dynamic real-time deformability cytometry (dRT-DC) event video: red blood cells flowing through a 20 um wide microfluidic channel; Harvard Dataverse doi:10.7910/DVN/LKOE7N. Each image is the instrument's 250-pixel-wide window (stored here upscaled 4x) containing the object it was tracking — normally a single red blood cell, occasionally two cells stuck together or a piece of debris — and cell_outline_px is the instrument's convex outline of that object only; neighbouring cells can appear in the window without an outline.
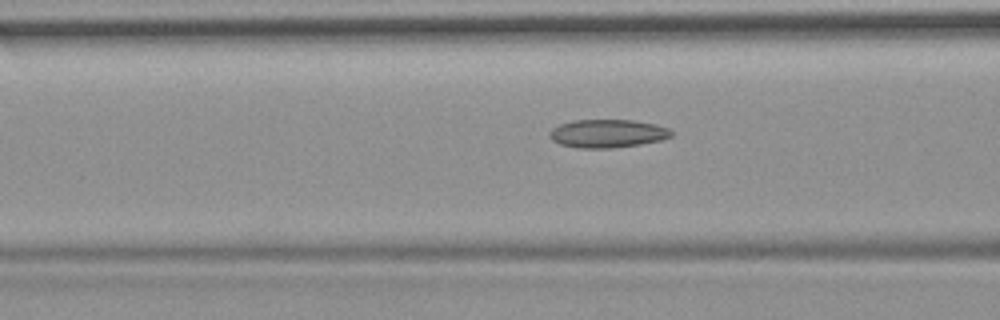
{"species": "common noctule bat (a hibernating species)", "species_latin": "Nyctalus noctula", "temperature_condition": "room temperature", "stored_images_in_passage": 16, "camera_frame_rate_fps": 3000, "um_per_image_px": 0.085, "animal": {"sex": "female", "body_mass_g": 19.9}, "frame": {"image": 1, "passage_image": 14, "time_ms": 4.333, "image_size_px": [1000, 320], "cell_outline_px": [[672, 136], [660, 140], [640, 144], [612, 148], [576, 148], [560, 144], [552, 140], [548, 136], [548, 132], [552, 128], [560, 124], [576, 120], [632, 120], [656, 124], [668, 128], [672, 132]], "centroid_in_image_um": [51.61, 11.35], "position_along_channel_um": 115.0, "area_um2": 20.06}}